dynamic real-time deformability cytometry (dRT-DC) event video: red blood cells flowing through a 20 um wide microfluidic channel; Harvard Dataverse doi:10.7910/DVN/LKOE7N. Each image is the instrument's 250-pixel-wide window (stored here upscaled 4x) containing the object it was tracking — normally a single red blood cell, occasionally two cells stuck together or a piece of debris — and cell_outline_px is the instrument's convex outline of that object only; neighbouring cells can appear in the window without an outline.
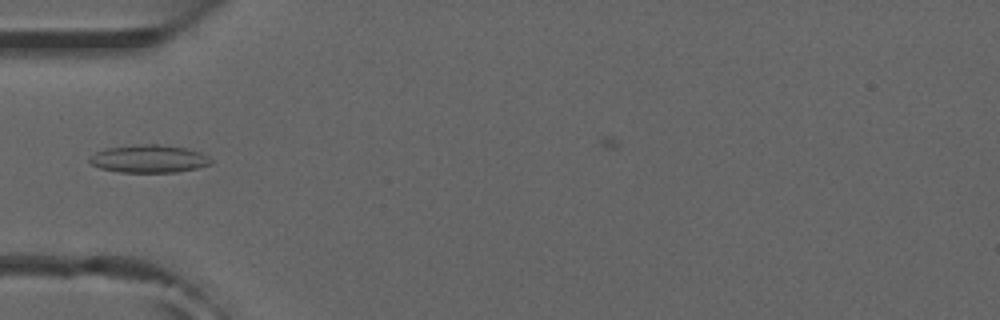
{"species": "common noctule bat (a hibernating species)", "species_latin": "Nyctalus noctula", "temperature_condition": "room temperature", "stored_images_in_passage": 4, "camera_frame_rate_fps": 3000, "um_per_image_px": 0.085, "animal": {"sex": "male", "forearm_length_mm": 52.5}, "frame": {"image": 1, "passage_image": 4, "time_ms": 1.0, "image_size_px": [1000, 320], "cell_outline_px": [[212, 164], [196, 168], [176, 172], [120, 172], [100, 168], [92, 164], [88, 160], [96, 152], [104, 148], [144, 144], [156, 144], [184, 148], [200, 152], [208, 156], [212, 160]], "centroid_in_image_um": [12.67, 13.5], "position_along_channel_um": 72.3, "area_um2": 19.48}}